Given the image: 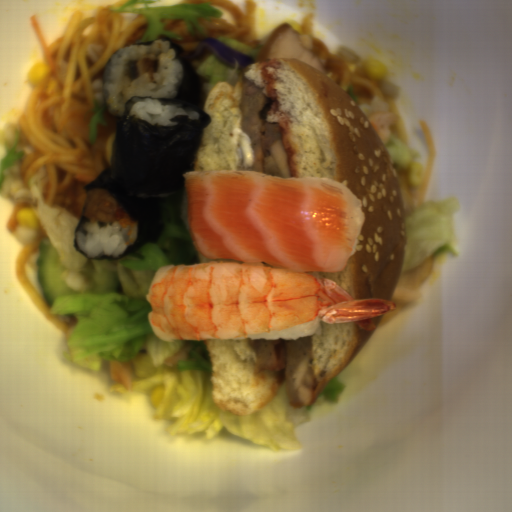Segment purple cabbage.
Returning a JSON list of instances; mask_svg holds the SVG:
<instances>
[{
    "label": "purple cabbage",
    "mask_w": 512,
    "mask_h": 512,
    "mask_svg": "<svg viewBox=\"0 0 512 512\" xmlns=\"http://www.w3.org/2000/svg\"><path fill=\"white\" fill-rule=\"evenodd\" d=\"M204 47L226 66L235 68L237 65L239 70L255 62L254 57L243 54L214 37L197 38L192 53L199 56Z\"/></svg>",
    "instance_id": "1"
}]
</instances>
